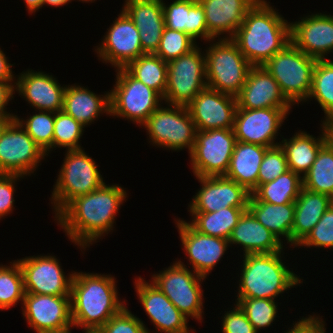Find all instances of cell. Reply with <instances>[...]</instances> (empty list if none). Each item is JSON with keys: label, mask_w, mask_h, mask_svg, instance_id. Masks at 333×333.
I'll return each instance as SVG.
<instances>
[{"label": "cell", "mask_w": 333, "mask_h": 333, "mask_svg": "<svg viewBox=\"0 0 333 333\" xmlns=\"http://www.w3.org/2000/svg\"><path fill=\"white\" fill-rule=\"evenodd\" d=\"M127 194L119 184L103 183L93 192L72 200L54 220L69 240L85 252L90 244L114 231L115 218Z\"/></svg>", "instance_id": "obj_1"}, {"label": "cell", "mask_w": 333, "mask_h": 333, "mask_svg": "<svg viewBox=\"0 0 333 333\" xmlns=\"http://www.w3.org/2000/svg\"><path fill=\"white\" fill-rule=\"evenodd\" d=\"M118 295L117 280L111 274L75 271L70 294L73 327L97 332L126 306Z\"/></svg>", "instance_id": "obj_2"}, {"label": "cell", "mask_w": 333, "mask_h": 333, "mask_svg": "<svg viewBox=\"0 0 333 333\" xmlns=\"http://www.w3.org/2000/svg\"><path fill=\"white\" fill-rule=\"evenodd\" d=\"M290 22L269 1L257 0L232 40L253 66H262L291 42Z\"/></svg>", "instance_id": "obj_3"}, {"label": "cell", "mask_w": 333, "mask_h": 333, "mask_svg": "<svg viewBox=\"0 0 333 333\" xmlns=\"http://www.w3.org/2000/svg\"><path fill=\"white\" fill-rule=\"evenodd\" d=\"M284 250L269 254L243 256L237 298H265L275 300L290 288L303 284L282 259ZM302 280V281H301Z\"/></svg>", "instance_id": "obj_4"}, {"label": "cell", "mask_w": 333, "mask_h": 333, "mask_svg": "<svg viewBox=\"0 0 333 333\" xmlns=\"http://www.w3.org/2000/svg\"><path fill=\"white\" fill-rule=\"evenodd\" d=\"M204 50L207 87L237 97L252 64L232 39H213Z\"/></svg>", "instance_id": "obj_5"}, {"label": "cell", "mask_w": 333, "mask_h": 333, "mask_svg": "<svg viewBox=\"0 0 333 333\" xmlns=\"http://www.w3.org/2000/svg\"><path fill=\"white\" fill-rule=\"evenodd\" d=\"M64 162L50 199L55 218L72 200L91 193L105 180L98 169V164L84 149L65 151Z\"/></svg>", "instance_id": "obj_6"}, {"label": "cell", "mask_w": 333, "mask_h": 333, "mask_svg": "<svg viewBox=\"0 0 333 333\" xmlns=\"http://www.w3.org/2000/svg\"><path fill=\"white\" fill-rule=\"evenodd\" d=\"M316 62V58L306 55L290 42L262 66L277 81L285 97L298 105L309 97Z\"/></svg>", "instance_id": "obj_7"}, {"label": "cell", "mask_w": 333, "mask_h": 333, "mask_svg": "<svg viewBox=\"0 0 333 333\" xmlns=\"http://www.w3.org/2000/svg\"><path fill=\"white\" fill-rule=\"evenodd\" d=\"M188 267L180 259L174 261L168 268L151 275V282L186 318L202 323L205 296L201 284L206 278Z\"/></svg>", "instance_id": "obj_8"}, {"label": "cell", "mask_w": 333, "mask_h": 333, "mask_svg": "<svg viewBox=\"0 0 333 333\" xmlns=\"http://www.w3.org/2000/svg\"><path fill=\"white\" fill-rule=\"evenodd\" d=\"M150 115L141 126L149 135V143L171 151L188 149L192 152L196 127L187 107L165 103Z\"/></svg>", "instance_id": "obj_9"}, {"label": "cell", "mask_w": 333, "mask_h": 333, "mask_svg": "<svg viewBox=\"0 0 333 333\" xmlns=\"http://www.w3.org/2000/svg\"><path fill=\"white\" fill-rule=\"evenodd\" d=\"M114 88L110 91V116L130 120L142 126L164 104L163 97L134 78L125 68L116 69Z\"/></svg>", "instance_id": "obj_10"}, {"label": "cell", "mask_w": 333, "mask_h": 333, "mask_svg": "<svg viewBox=\"0 0 333 333\" xmlns=\"http://www.w3.org/2000/svg\"><path fill=\"white\" fill-rule=\"evenodd\" d=\"M205 88V54L199 45L179 58L167 62L164 103L187 107Z\"/></svg>", "instance_id": "obj_11"}, {"label": "cell", "mask_w": 333, "mask_h": 333, "mask_svg": "<svg viewBox=\"0 0 333 333\" xmlns=\"http://www.w3.org/2000/svg\"><path fill=\"white\" fill-rule=\"evenodd\" d=\"M237 140L233 129L197 131L189 155L195 177L225 176Z\"/></svg>", "instance_id": "obj_12"}, {"label": "cell", "mask_w": 333, "mask_h": 333, "mask_svg": "<svg viewBox=\"0 0 333 333\" xmlns=\"http://www.w3.org/2000/svg\"><path fill=\"white\" fill-rule=\"evenodd\" d=\"M46 153L27 134L14 118L0 137V174L21 176L35 175L34 172L45 160ZM40 164V165H39Z\"/></svg>", "instance_id": "obj_13"}, {"label": "cell", "mask_w": 333, "mask_h": 333, "mask_svg": "<svg viewBox=\"0 0 333 333\" xmlns=\"http://www.w3.org/2000/svg\"><path fill=\"white\" fill-rule=\"evenodd\" d=\"M16 261L22 271L25 293L70 296L75 271L65 275L56 256L40 254Z\"/></svg>", "instance_id": "obj_14"}, {"label": "cell", "mask_w": 333, "mask_h": 333, "mask_svg": "<svg viewBox=\"0 0 333 333\" xmlns=\"http://www.w3.org/2000/svg\"><path fill=\"white\" fill-rule=\"evenodd\" d=\"M22 314L35 333H57L74 329L71 296L25 293Z\"/></svg>", "instance_id": "obj_15"}, {"label": "cell", "mask_w": 333, "mask_h": 333, "mask_svg": "<svg viewBox=\"0 0 333 333\" xmlns=\"http://www.w3.org/2000/svg\"><path fill=\"white\" fill-rule=\"evenodd\" d=\"M117 16L105 32L101 43L94 48L98 59L105 64H111L115 69L125 68L145 54L135 24L123 10H120Z\"/></svg>", "instance_id": "obj_16"}, {"label": "cell", "mask_w": 333, "mask_h": 333, "mask_svg": "<svg viewBox=\"0 0 333 333\" xmlns=\"http://www.w3.org/2000/svg\"><path fill=\"white\" fill-rule=\"evenodd\" d=\"M291 109H242L237 106L233 131L237 141L273 147Z\"/></svg>", "instance_id": "obj_17"}, {"label": "cell", "mask_w": 333, "mask_h": 333, "mask_svg": "<svg viewBox=\"0 0 333 333\" xmlns=\"http://www.w3.org/2000/svg\"><path fill=\"white\" fill-rule=\"evenodd\" d=\"M134 284L136 296L151 320L150 322L155 326L156 332L195 333L196 330L188 327V318L150 280L145 281L138 276Z\"/></svg>", "instance_id": "obj_18"}, {"label": "cell", "mask_w": 333, "mask_h": 333, "mask_svg": "<svg viewBox=\"0 0 333 333\" xmlns=\"http://www.w3.org/2000/svg\"><path fill=\"white\" fill-rule=\"evenodd\" d=\"M174 221L192 270L207 278L229 249V241L202 234L184 219L176 218Z\"/></svg>", "instance_id": "obj_19"}, {"label": "cell", "mask_w": 333, "mask_h": 333, "mask_svg": "<svg viewBox=\"0 0 333 333\" xmlns=\"http://www.w3.org/2000/svg\"><path fill=\"white\" fill-rule=\"evenodd\" d=\"M200 189L188 204V212H215L221 208H248L250 194L226 176L196 177Z\"/></svg>", "instance_id": "obj_20"}, {"label": "cell", "mask_w": 333, "mask_h": 333, "mask_svg": "<svg viewBox=\"0 0 333 333\" xmlns=\"http://www.w3.org/2000/svg\"><path fill=\"white\" fill-rule=\"evenodd\" d=\"M187 108L197 131L233 129L237 99L207 87L194 97Z\"/></svg>", "instance_id": "obj_21"}, {"label": "cell", "mask_w": 333, "mask_h": 333, "mask_svg": "<svg viewBox=\"0 0 333 333\" xmlns=\"http://www.w3.org/2000/svg\"><path fill=\"white\" fill-rule=\"evenodd\" d=\"M291 42L306 55L328 59L333 53V15L312 13L290 23Z\"/></svg>", "instance_id": "obj_22"}, {"label": "cell", "mask_w": 333, "mask_h": 333, "mask_svg": "<svg viewBox=\"0 0 333 333\" xmlns=\"http://www.w3.org/2000/svg\"><path fill=\"white\" fill-rule=\"evenodd\" d=\"M15 92L35 111L59 112L63 110L66 85L42 71L28 69L16 75ZM37 109V110H36Z\"/></svg>", "instance_id": "obj_23"}, {"label": "cell", "mask_w": 333, "mask_h": 333, "mask_svg": "<svg viewBox=\"0 0 333 333\" xmlns=\"http://www.w3.org/2000/svg\"><path fill=\"white\" fill-rule=\"evenodd\" d=\"M236 99L237 106L242 109H292L293 106L263 66H252Z\"/></svg>", "instance_id": "obj_24"}, {"label": "cell", "mask_w": 333, "mask_h": 333, "mask_svg": "<svg viewBox=\"0 0 333 333\" xmlns=\"http://www.w3.org/2000/svg\"><path fill=\"white\" fill-rule=\"evenodd\" d=\"M197 1L204 9L209 35L213 39H232L257 0Z\"/></svg>", "instance_id": "obj_25"}, {"label": "cell", "mask_w": 333, "mask_h": 333, "mask_svg": "<svg viewBox=\"0 0 333 333\" xmlns=\"http://www.w3.org/2000/svg\"><path fill=\"white\" fill-rule=\"evenodd\" d=\"M122 10L139 31L144 53H155L165 28L162 0H125Z\"/></svg>", "instance_id": "obj_26"}, {"label": "cell", "mask_w": 333, "mask_h": 333, "mask_svg": "<svg viewBox=\"0 0 333 333\" xmlns=\"http://www.w3.org/2000/svg\"><path fill=\"white\" fill-rule=\"evenodd\" d=\"M321 124V134L317 138L306 131L295 132L290 139L283 138L280 146L284 150L288 167L303 177L312 167L320 148L333 136V125Z\"/></svg>", "instance_id": "obj_27"}, {"label": "cell", "mask_w": 333, "mask_h": 333, "mask_svg": "<svg viewBox=\"0 0 333 333\" xmlns=\"http://www.w3.org/2000/svg\"><path fill=\"white\" fill-rule=\"evenodd\" d=\"M229 245L241 246L243 255L269 254L282 251L285 246L267 228H265L247 209L243 212L237 225L228 238Z\"/></svg>", "instance_id": "obj_28"}, {"label": "cell", "mask_w": 333, "mask_h": 333, "mask_svg": "<svg viewBox=\"0 0 333 333\" xmlns=\"http://www.w3.org/2000/svg\"><path fill=\"white\" fill-rule=\"evenodd\" d=\"M63 111L88 127L99 116H110V92L98 95L81 84H68L64 92Z\"/></svg>", "instance_id": "obj_29"}, {"label": "cell", "mask_w": 333, "mask_h": 333, "mask_svg": "<svg viewBox=\"0 0 333 333\" xmlns=\"http://www.w3.org/2000/svg\"><path fill=\"white\" fill-rule=\"evenodd\" d=\"M164 2L162 0L165 27L185 32L195 41L198 38L205 42L213 40L207 30L204 9L197 0H173L167 5Z\"/></svg>", "instance_id": "obj_30"}, {"label": "cell", "mask_w": 333, "mask_h": 333, "mask_svg": "<svg viewBox=\"0 0 333 333\" xmlns=\"http://www.w3.org/2000/svg\"><path fill=\"white\" fill-rule=\"evenodd\" d=\"M268 147L237 141L225 176L249 193L258 187V173Z\"/></svg>", "instance_id": "obj_31"}, {"label": "cell", "mask_w": 333, "mask_h": 333, "mask_svg": "<svg viewBox=\"0 0 333 333\" xmlns=\"http://www.w3.org/2000/svg\"><path fill=\"white\" fill-rule=\"evenodd\" d=\"M332 203L333 199L326 194L301 188L295 201L291 248H296L307 236Z\"/></svg>", "instance_id": "obj_32"}, {"label": "cell", "mask_w": 333, "mask_h": 333, "mask_svg": "<svg viewBox=\"0 0 333 333\" xmlns=\"http://www.w3.org/2000/svg\"><path fill=\"white\" fill-rule=\"evenodd\" d=\"M248 209L255 218L270 230L282 243L285 239L292 246V227L294 223L295 203L272 204L258 201L250 194ZM284 238V239H281Z\"/></svg>", "instance_id": "obj_33"}, {"label": "cell", "mask_w": 333, "mask_h": 333, "mask_svg": "<svg viewBox=\"0 0 333 333\" xmlns=\"http://www.w3.org/2000/svg\"><path fill=\"white\" fill-rule=\"evenodd\" d=\"M247 209L229 207L215 212H190L192 220L188 223L202 234L228 240L243 212Z\"/></svg>", "instance_id": "obj_34"}, {"label": "cell", "mask_w": 333, "mask_h": 333, "mask_svg": "<svg viewBox=\"0 0 333 333\" xmlns=\"http://www.w3.org/2000/svg\"><path fill=\"white\" fill-rule=\"evenodd\" d=\"M302 180L307 190L326 194L333 199V136L320 148Z\"/></svg>", "instance_id": "obj_35"}, {"label": "cell", "mask_w": 333, "mask_h": 333, "mask_svg": "<svg viewBox=\"0 0 333 333\" xmlns=\"http://www.w3.org/2000/svg\"><path fill=\"white\" fill-rule=\"evenodd\" d=\"M303 187L302 177L290 169L271 182L259 185L251 194L272 204L295 203Z\"/></svg>", "instance_id": "obj_36"}, {"label": "cell", "mask_w": 333, "mask_h": 333, "mask_svg": "<svg viewBox=\"0 0 333 333\" xmlns=\"http://www.w3.org/2000/svg\"><path fill=\"white\" fill-rule=\"evenodd\" d=\"M125 69L136 79L164 97L167 86V62L154 53H145Z\"/></svg>", "instance_id": "obj_37"}, {"label": "cell", "mask_w": 333, "mask_h": 333, "mask_svg": "<svg viewBox=\"0 0 333 333\" xmlns=\"http://www.w3.org/2000/svg\"><path fill=\"white\" fill-rule=\"evenodd\" d=\"M315 101L324 111L321 122L333 125V61L317 59L312 78V87L307 101Z\"/></svg>", "instance_id": "obj_38"}, {"label": "cell", "mask_w": 333, "mask_h": 333, "mask_svg": "<svg viewBox=\"0 0 333 333\" xmlns=\"http://www.w3.org/2000/svg\"><path fill=\"white\" fill-rule=\"evenodd\" d=\"M26 118L23 119L15 115V119L26 130L34 142L43 149L48 157V154L53 151L55 112L37 111L32 116L30 115Z\"/></svg>", "instance_id": "obj_39"}, {"label": "cell", "mask_w": 333, "mask_h": 333, "mask_svg": "<svg viewBox=\"0 0 333 333\" xmlns=\"http://www.w3.org/2000/svg\"><path fill=\"white\" fill-rule=\"evenodd\" d=\"M11 265V266H10ZM10 265L0 264V310L23 303L25 290L21 268L16 260Z\"/></svg>", "instance_id": "obj_40"}, {"label": "cell", "mask_w": 333, "mask_h": 333, "mask_svg": "<svg viewBox=\"0 0 333 333\" xmlns=\"http://www.w3.org/2000/svg\"><path fill=\"white\" fill-rule=\"evenodd\" d=\"M240 308L244 311L247 319L254 326L257 333L261 329H268L273 326L278 314V304L276 300L265 298H236Z\"/></svg>", "instance_id": "obj_41"}, {"label": "cell", "mask_w": 333, "mask_h": 333, "mask_svg": "<svg viewBox=\"0 0 333 333\" xmlns=\"http://www.w3.org/2000/svg\"><path fill=\"white\" fill-rule=\"evenodd\" d=\"M86 128L63 110L55 113L53 149L68 150L82 149L80 139Z\"/></svg>", "instance_id": "obj_42"}, {"label": "cell", "mask_w": 333, "mask_h": 333, "mask_svg": "<svg viewBox=\"0 0 333 333\" xmlns=\"http://www.w3.org/2000/svg\"><path fill=\"white\" fill-rule=\"evenodd\" d=\"M197 46V41L193 40L185 32L164 28L159 46L154 54L163 61L169 62L188 53Z\"/></svg>", "instance_id": "obj_43"}, {"label": "cell", "mask_w": 333, "mask_h": 333, "mask_svg": "<svg viewBox=\"0 0 333 333\" xmlns=\"http://www.w3.org/2000/svg\"><path fill=\"white\" fill-rule=\"evenodd\" d=\"M296 247L333 248V203Z\"/></svg>", "instance_id": "obj_44"}, {"label": "cell", "mask_w": 333, "mask_h": 333, "mask_svg": "<svg viewBox=\"0 0 333 333\" xmlns=\"http://www.w3.org/2000/svg\"><path fill=\"white\" fill-rule=\"evenodd\" d=\"M288 170L286 156L280 144L267 148L259 168L258 186L275 180Z\"/></svg>", "instance_id": "obj_45"}, {"label": "cell", "mask_w": 333, "mask_h": 333, "mask_svg": "<svg viewBox=\"0 0 333 333\" xmlns=\"http://www.w3.org/2000/svg\"><path fill=\"white\" fill-rule=\"evenodd\" d=\"M98 333H151L143 323L125 306L118 314L109 319Z\"/></svg>", "instance_id": "obj_46"}, {"label": "cell", "mask_w": 333, "mask_h": 333, "mask_svg": "<svg viewBox=\"0 0 333 333\" xmlns=\"http://www.w3.org/2000/svg\"><path fill=\"white\" fill-rule=\"evenodd\" d=\"M235 306V307H234ZM221 316L222 333H257L254 326L247 319L246 314L237 303ZM232 309V310H231Z\"/></svg>", "instance_id": "obj_47"}, {"label": "cell", "mask_w": 333, "mask_h": 333, "mask_svg": "<svg viewBox=\"0 0 333 333\" xmlns=\"http://www.w3.org/2000/svg\"><path fill=\"white\" fill-rule=\"evenodd\" d=\"M24 176L16 174H0V220L14 210V192L16 184Z\"/></svg>", "instance_id": "obj_48"}, {"label": "cell", "mask_w": 333, "mask_h": 333, "mask_svg": "<svg viewBox=\"0 0 333 333\" xmlns=\"http://www.w3.org/2000/svg\"><path fill=\"white\" fill-rule=\"evenodd\" d=\"M323 316H317L316 314L308 315V317H302L297 322L293 321L291 328L285 333H326L325 322Z\"/></svg>", "instance_id": "obj_49"}, {"label": "cell", "mask_w": 333, "mask_h": 333, "mask_svg": "<svg viewBox=\"0 0 333 333\" xmlns=\"http://www.w3.org/2000/svg\"><path fill=\"white\" fill-rule=\"evenodd\" d=\"M16 81H0V115H15L7 111L9 101L14 99Z\"/></svg>", "instance_id": "obj_50"}, {"label": "cell", "mask_w": 333, "mask_h": 333, "mask_svg": "<svg viewBox=\"0 0 333 333\" xmlns=\"http://www.w3.org/2000/svg\"><path fill=\"white\" fill-rule=\"evenodd\" d=\"M8 59L0 48V81H16V76L11 69L14 64L9 63Z\"/></svg>", "instance_id": "obj_51"}, {"label": "cell", "mask_w": 333, "mask_h": 333, "mask_svg": "<svg viewBox=\"0 0 333 333\" xmlns=\"http://www.w3.org/2000/svg\"><path fill=\"white\" fill-rule=\"evenodd\" d=\"M28 13H36L39 9L42 8V0H24Z\"/></svg>", "instance_id": "obj_52"}, {"label": "cell", "mask_w": 333, "mask_h": 333, "mask_svg": "<svg viewBox=\"0 0 333 333\" xmlns=\"http://www.w3.org/2000/svg\"><path fill=\"white\" fill-rule=\"evenodd\" d=\"M72 0H42V7L47 4L50 7H61L63 5H68Z\"/></svg>", "instance_id": "obj_53"}, {"label": "cell", "mask_w": 333, "mask_h": 333, "mask_svg": "<svg viewBox=\"0 0 333 333\" xmlns=\"http://www.w3.org/2000/svg\"><path fill=\"white\" fill-rule=\"evenodd\" d=\"M15 118V115H0V137L8 124Z\"/></svg>", "instance_id": "obj_54"}, {"label": "cell", "mask_w": 333, "mask_h": 333, "mask_svg": "<svg viewBox=\"0 0 333 333\" xmlns=\"http://www.w3.org/2000/svg\"><path fill=\"white\" fill-rule=\"evenodd\" d=\"M72 1H74V0H72ZM77 1H82L83 3L85 2V3H89V2H95L96 0H77Z\"/></svg>", "instance_id": "obj_55"}, {"label": "cell", "mask_w": 333, "mask_h": 333, "mask_svg": "<svg viewBox=\"0 0 333 333\" xmlns=\"http://www.w3.org/2000/svg\"><path fill=\"white\" fill-rule=\"evenodd\" d=\"M57 333H71V329L63 331V332H57ZM85 333V332H84Z\"/></svg>", "instance_id": "obj_56"}]
</instances>
